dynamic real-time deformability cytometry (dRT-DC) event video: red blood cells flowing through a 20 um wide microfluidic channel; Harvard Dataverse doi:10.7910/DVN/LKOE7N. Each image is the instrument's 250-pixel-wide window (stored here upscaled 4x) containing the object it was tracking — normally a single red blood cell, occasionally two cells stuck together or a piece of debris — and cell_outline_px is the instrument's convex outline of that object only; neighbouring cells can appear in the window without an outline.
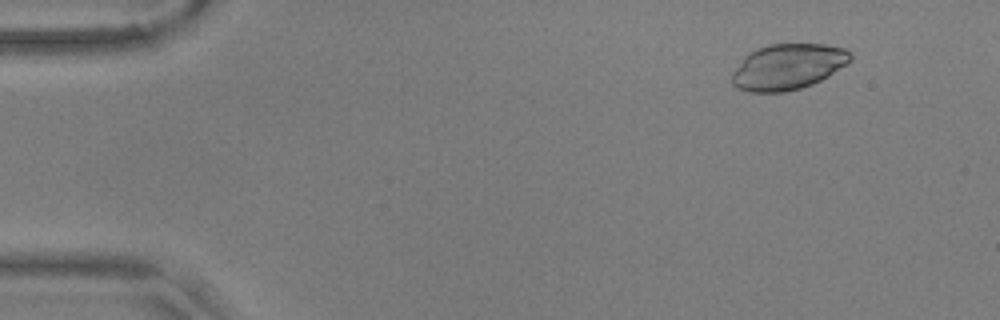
{"species": "common noctule bat (a hibernating species)", "species_latin": "Nyctalus noctula", "temperature_condition": "warm", "stored_images_in_passage": 54, "camera_frame_rate_fps": 3000, "um_per_image_px": 0.085, "animal": {"sex": "male", "body_mass_g": 17.9, "forearm_length_mm": 54.2}, "frame": {"image": 1, "passage_image": 4, "time_ms": 1.0, "image_size_px": [1000, 320], "cell_outline_px": [[852, 60], [828, 76], [812, 84], [800, 88], [784, 92], [748, 92], [736, 88], [732, 84], [732, 72], [744, 56], [748, 52], [756, 48], [772, 44], [824, 44], [844, 48], [852, 52]], "centroid_in_image_um": [66.95, 5.67], "position_along_channel_um": 18.0, "area_um2": 31.73}}